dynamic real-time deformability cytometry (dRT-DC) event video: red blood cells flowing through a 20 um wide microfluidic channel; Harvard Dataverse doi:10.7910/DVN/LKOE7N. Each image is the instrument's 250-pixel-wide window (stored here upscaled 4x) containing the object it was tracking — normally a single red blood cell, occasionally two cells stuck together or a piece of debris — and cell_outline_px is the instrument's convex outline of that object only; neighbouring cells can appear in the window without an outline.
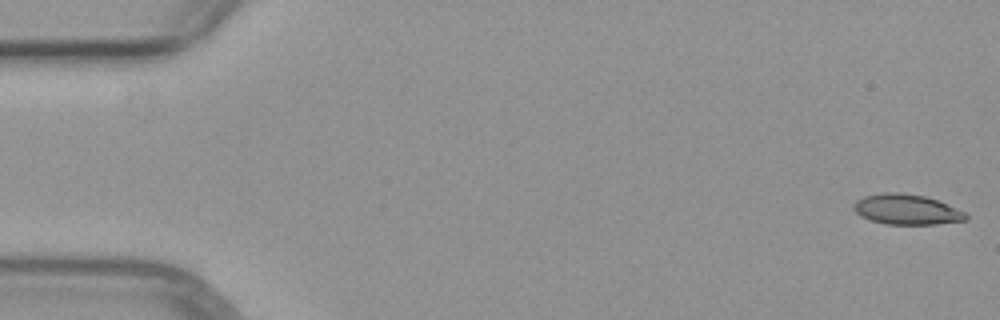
{"species": "common noctule bat (a hibernating species)", "species_latin": "Nyctalus noctula", "temperature_condition": "warm", "stored_images_in_passage": 5, "camera_frame_rate_fps": 3000, "um_per_image_px": 0.085, "animal": {"sex": "female", "body_mass_g": 29.2, "forearm_length_mm": 56.3}, "frame": {"image": 1, "passage_image": 1, "time_ms": 0.0, "image_size_px": [1000, 320], "cell_outline_px": [[968, 220], [936, 224], [888, 224], [872, 220], [860, 216], [852, 208], [856, 200], [864, 196], [884, 192], [900, 192], [924, 196], [936, 200], [964, 212], [968, 216]], "centroid_in_image_um": [77.04, 17.8], "position_along_channel_um": 8.0, "area_um2": 19.59}}
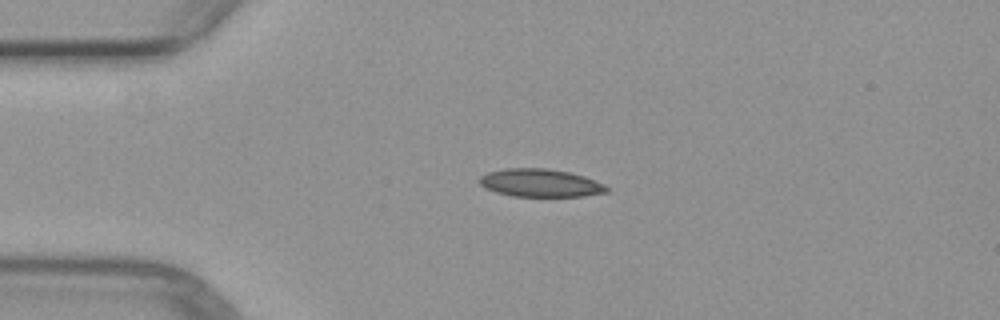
{"frame": {"image": 2, "passage_image": 4, "time_ms": 3.667, "image_size_px": [1000, 320], "cell_outline_px": [[608, 192], [584, 196], [512, 196], [496, 192], [484, 188], [480, 184], [480, 176], [488, 172], [508, 168], [544, 168], [568, 172], [584, 176], [604, 184], [608, 188]], "centroid_in_image_um": [45.92, 15.55], "position_along_channel_um": 39.1, "area_um2": 20.58}}